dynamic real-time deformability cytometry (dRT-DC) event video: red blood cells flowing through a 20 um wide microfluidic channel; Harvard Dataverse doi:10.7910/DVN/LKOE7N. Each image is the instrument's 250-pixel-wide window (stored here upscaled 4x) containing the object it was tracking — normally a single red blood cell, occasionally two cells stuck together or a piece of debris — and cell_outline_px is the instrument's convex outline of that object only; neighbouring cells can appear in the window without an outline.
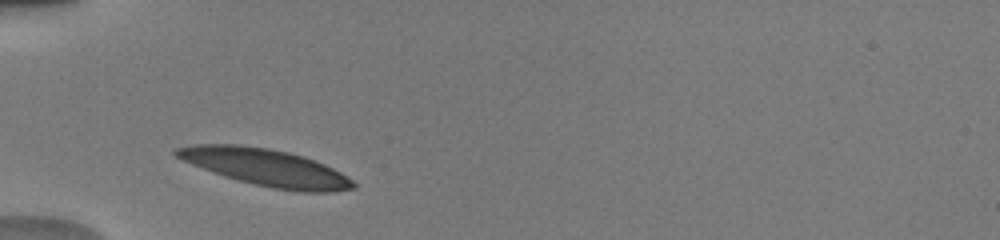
{"species": "human", "species_latin": "Homo sapiens", "temperature_condition": "warm", "stored_images_in_passage": 31, "camera_frame_rate_fps": 3000, "um_per_image_px": 0.085, "donor": {"sex": "male"}, "frame": {"image": 1, "passage_image": 2, "time_ms": 0.333, "image_size_px": [1000, 240], "cell_outline_px": [[356, 188], [336, 192], [300, 192], [272, 188], [224, 176], [192, 164], [176, 156], [172, 152], [176, 148], [192, 144], [240, 144], [268, 148], [288, 152], [304, 156], [324, 164], [340, 172], [352, 180], [356, 184]], "centroid_in_image_um": [22.62, 14.23], "position_along_channel_um": 62.4, "area_um2": 37.97}}
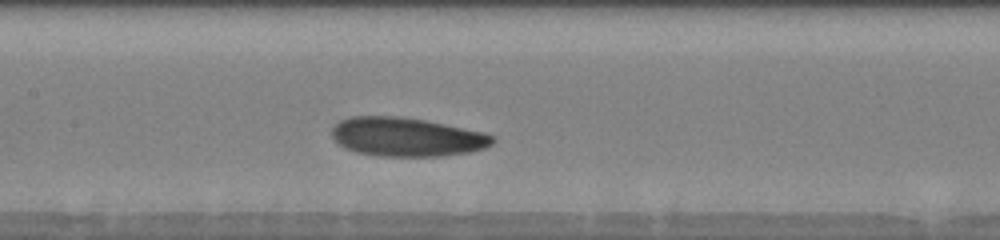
{"frame": {"image": 2, "passage_image": 11, "time_ms": 3.333, "image_size_px": [1000, 240], "cell_outline_px": [[496, 140], [492, 144], [484, 148], [468, 152], [440, 156], [376, 156], [356, 152], [344, 148], [332, 136], [332, 128], [340, 120], [352, 116], [396, 116], [424, 120], [484, 132], [492, 136]], "centroid_in_image_um": [34.55, 11.64], "position_along_channel_um": 172.9, "area_um2": 36.24}}
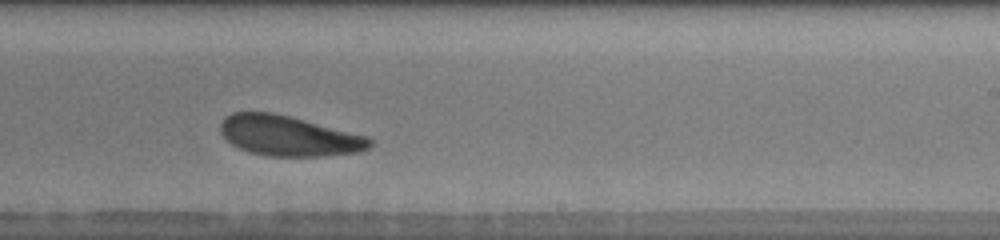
{"frame": {"image": 3, "passage_image": 18, "time_ms": 5.667, "image_size_px": [1000, 240], "cell_outline_px": [[372, 144], [368, 148], [360, 152], [320, 156], [268, 156], [248, 152], [232, 144], [220, 132], [220, 120], [224, 116], [232, 112], [272, 112], [368, 136], [372, 140]], "centroid_in_image_um": [24.51, 11.54], "position_along_channel_um": 264.5, "area_um2": 34.97}, "authors_computed_cell_mechanics": {"area_um2": 35.836, "velocity_mm_per_s": 3.9404, "shape_relaxation_time_tau1_ms": 2.6966, "shape_relaxation_time_tau2_ms": 5.6468, "deformation_change_tau1": 0.103, "deformation_change_tau2": 0.1544}}